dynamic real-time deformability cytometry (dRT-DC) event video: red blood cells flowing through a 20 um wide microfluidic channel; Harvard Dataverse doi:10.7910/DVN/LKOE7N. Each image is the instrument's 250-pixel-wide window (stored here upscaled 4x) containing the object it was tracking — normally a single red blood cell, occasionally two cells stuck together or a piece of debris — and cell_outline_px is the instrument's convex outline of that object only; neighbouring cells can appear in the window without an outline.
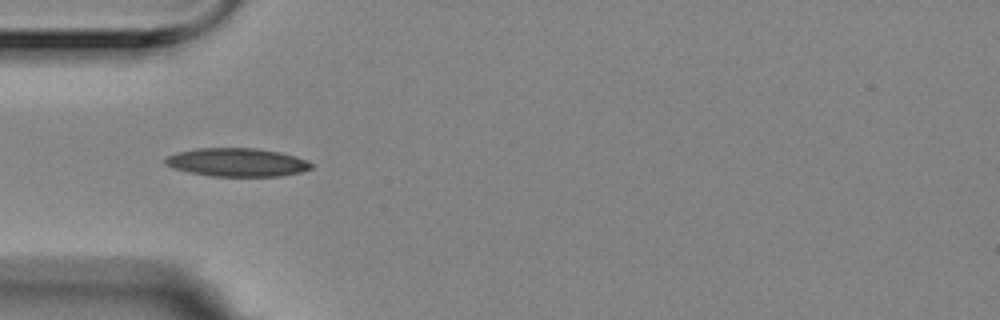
{"species": "Egyptian fruit bat (a non-hibernating species)", "species_latin": "Rousettus aegyptiacus", "temperature_condition": "room temperature", "stored_images_in_passage": 6, "camera_frame_rate_fps": 3000, "um_per_image_px": 0.085, "animal": {"sex": "female"}, "frame": {"image": 1, "passage_image": 1, "time_ms": 0.0, "image_size_px": [1000, 320], "cell_outline_px": [[312, 168], [300, 172], [280, 176], [212, 176], [188, 172], [172, 168], [164, 164], [164, 156], [176, 152], [196, 148], [256, 148], [280, 152], [296, 156], [308, 160], [312, 164]], "centroid_in_image_um": [20.1, 13.79], "position_along_channel_um": 64.9, "area_um2": 24.39}}
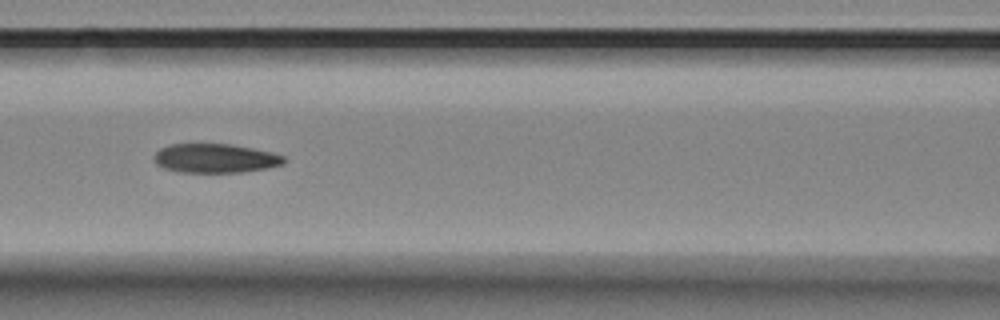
{"frame": {"image": 2, "passage_image": 3, "time_ms": 0.667, "image_size_px": [1000, 320], "cell_outline_px": [[288, 160], [284, 164], [268, 168], [240, 172], [180, 172], [164, 168], [156, 164], [152, 156], [160, 148], [172, 144], [232, 144], [272, 152], [284, 156]], "centroid_in_image_um": [18.31, 13.45], "position_along_channel_um": 148.3, "area_um2": 22.14}}
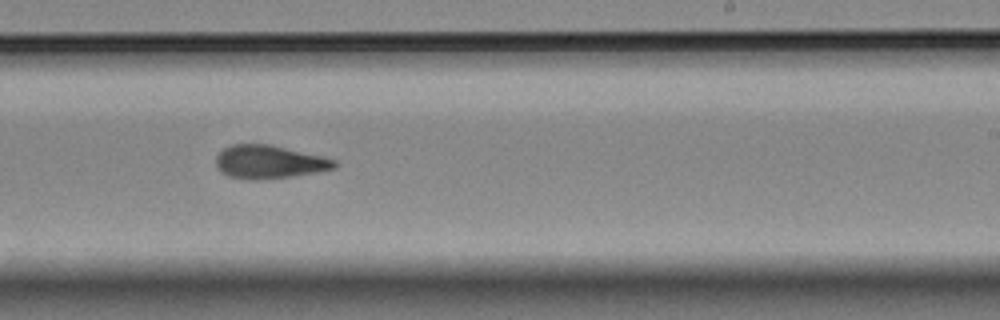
{"frame": {"image": 3, "passage_image": 6, "time_ms": 1.667, "image_size_px": [1000, 320], "cell_outline_px": [[336, 168], [316, 172], [292, 176], [256, 180], [248, 180], [228, 176], [220, 172], [216, 164], [216, 156], [224, 148], [232, 144], [272, 144], [336, 160]], "centroid_in_image_um": [22.84, 13.76], "position_along_channel_um": 266.2, "area_um2": 22.95}}